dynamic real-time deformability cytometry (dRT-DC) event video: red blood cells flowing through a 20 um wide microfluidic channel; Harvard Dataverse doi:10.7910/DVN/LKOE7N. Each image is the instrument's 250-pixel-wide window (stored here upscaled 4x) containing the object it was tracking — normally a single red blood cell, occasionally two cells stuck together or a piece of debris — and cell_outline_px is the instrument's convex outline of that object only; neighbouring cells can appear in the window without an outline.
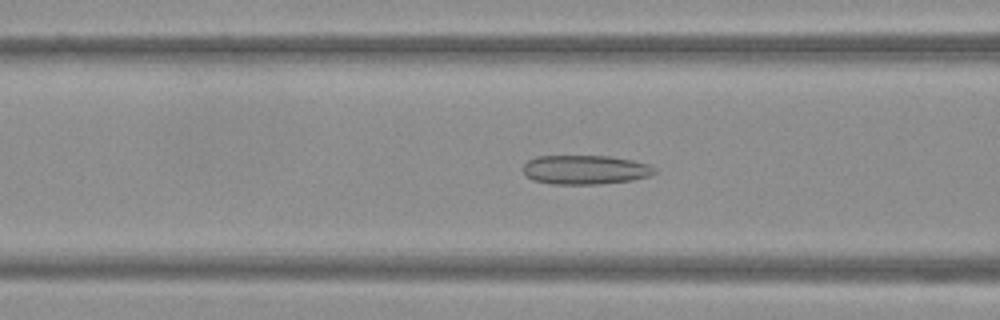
{"species": "Egyptian fruit bat (a non-hibernating species)", "species_latin": "Rousettus aegyptiacus", "temperature_condition": "warm", "stored_images_in_passage": 50, "camera_frame_rate_fps": 3000, "um_per_image_px": 0.085, "frame": {"image": 1, "passage_image": 20, "time_ms": 6.333, "image_size_px": [1000, 320], "cell_outline_px": [[656, 172], [648, 176], [632, 180], [600, 184], [552, 184], [532, 180], [520, 168], [528, 160], [536, 156], [612, 156], [632, 160], [648, 164], [656, 168]], "centroid_in_image_um": [49.72, 14.42], "position_along_channel_um": 116.9, "area_um2": 22.48}}
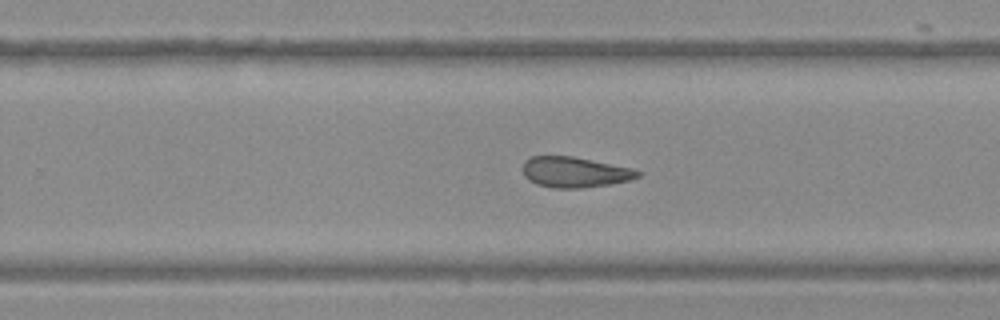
{"frame": {"image": 2, "passage_image": 32, "time_ms": 10.333, "image_size_px": [1000, 320], "cell_outline_px": [[640, 176], [632, 180], [608, 184], [580, 188], [552, 188], [536, 184], [528, 180], [524, 176], [524, 160], [532, 156], [572, 156], [632, 168], [640, 172]], "centroid_in_image_um": [48.84, 14.63], "position_along_channel_um": 281.0, "area_um2": 20.4}}
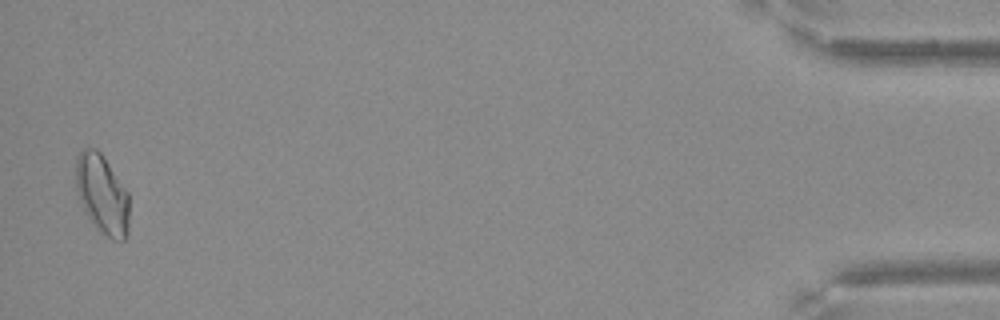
{"frame": {"image": 3, "passage_image": 49, "time_ms": 16.0, "image_size_px": [1000, 320], "cell_outline_px": [[128, 232], [124, 240], [112, 240], [100, 232], [96, 228], [84, 212], [76, 188], [76, 156], [84, 148], [96, 148], [100, 152], [128, 192]], "centroid_in_image_um": [8.67, 16.53], "position_along_channel_um": 426.5, "area_um2": 24.62}}